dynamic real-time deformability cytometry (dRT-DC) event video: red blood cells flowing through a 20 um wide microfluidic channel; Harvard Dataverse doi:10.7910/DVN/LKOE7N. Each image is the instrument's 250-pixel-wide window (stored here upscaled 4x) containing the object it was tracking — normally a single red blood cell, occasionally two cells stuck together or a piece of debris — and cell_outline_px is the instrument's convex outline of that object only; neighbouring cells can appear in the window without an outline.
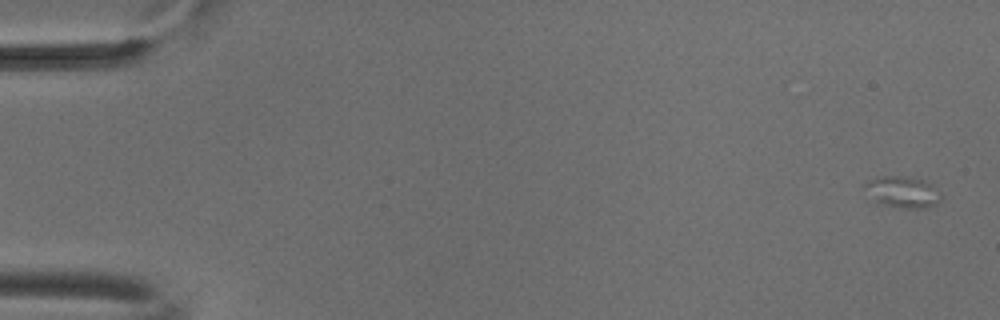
{"species": "common noctule bat (a hibernating species)", "species_latin": "Nyctalus noctula", "temperature_condition": "cold", "stored_images_in_passage": 4, "camera_frame_rate_fps": 3000, "um_per_image_px": 0.085, "animal": {"sex": "male", "body_mass_g": 18.8}, "frame": {"image": 1, "passage_image": 1, "time_ms": 0.0, "image_size_px": [1000, 320], "cell_outline_px": [[940, 200], [936, 204], [924, 208], [900, 208], [876, 204], [864, 184], [868, 180], [884, 176], [900, 176], [924, 180], [932, 184], [940, 196]], "centroid_in_image_um": [76.71, 16.34], "position_along_channel_um": 8.3, "area_um2": 13.76}}